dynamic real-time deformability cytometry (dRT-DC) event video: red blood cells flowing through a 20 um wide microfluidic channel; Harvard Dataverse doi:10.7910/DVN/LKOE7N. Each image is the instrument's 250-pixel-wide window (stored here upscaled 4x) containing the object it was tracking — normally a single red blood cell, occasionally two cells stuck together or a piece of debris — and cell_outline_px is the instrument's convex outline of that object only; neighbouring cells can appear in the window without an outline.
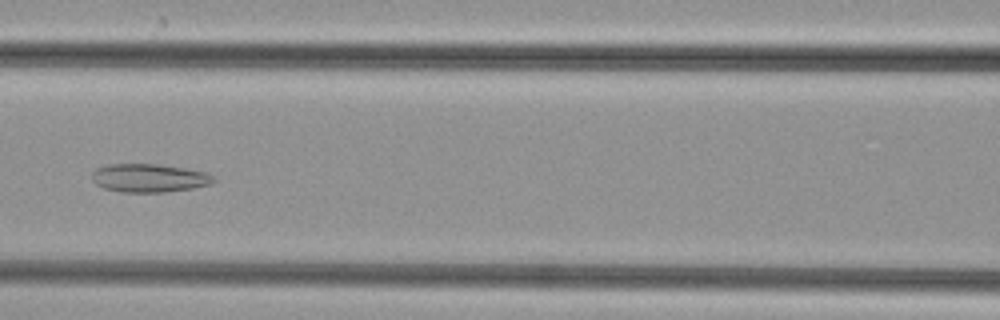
{"species": "common noctule bat (a hibernating species)", "species_latin": "Nyctalus noctula", "temperature_condition": "cold", "stored_images_in_passage": 46, "camera_frame_rate_fps": 3000, "um_per_image_px": 0.085, "animal": {"sex": "female", "body_mass_g": 29.2, "forearm_length_mm": 56.3}, "frame": {"image": 1, "passage_image": 19, "time_ms": 6.0, "image_size_px": [1000, 320], "cell_outline_px": [[216, 180], [212, 184], [192, 188], [164, 192], [120, 192], [104, 188], [96, 184], [92, 180], [92, 172], [96, 168], [108, 164], [160, 164], [208, 172], [216, 176]], "centroid_in_image_um": [12.71, 15.12], "position_along_channel_um": 153.9, "area_um2": 20.35}}
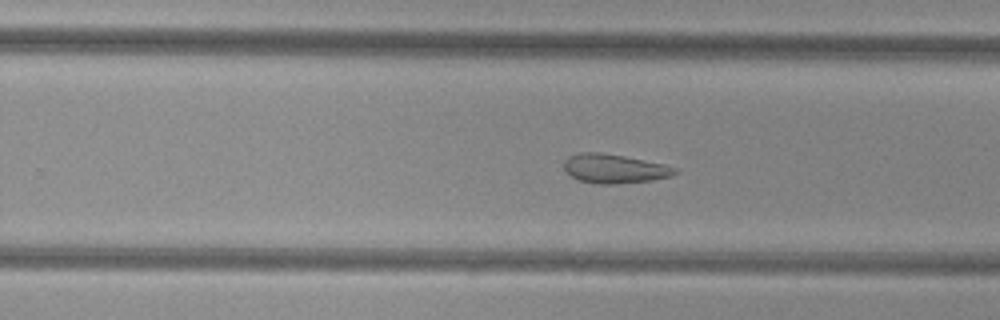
{"frame": {"image": 2, "passage_image": 28, "time_ms": 9.0, "image_size_px": [1000, 320], "cell_outline_px": [[680, 172], [672, 176], [652, 180], [616, 184], [596, 184], [580, 180], [572, 176], [564, 168], [564, 160], [568, 156], [580, 152], [600, 152], [624, 156], [664, 164], [680, 168]], "centroid_in_image_um": [52.27, 14.33], "position_along_channel_um": 277.5, "area_um2": 18.96}}
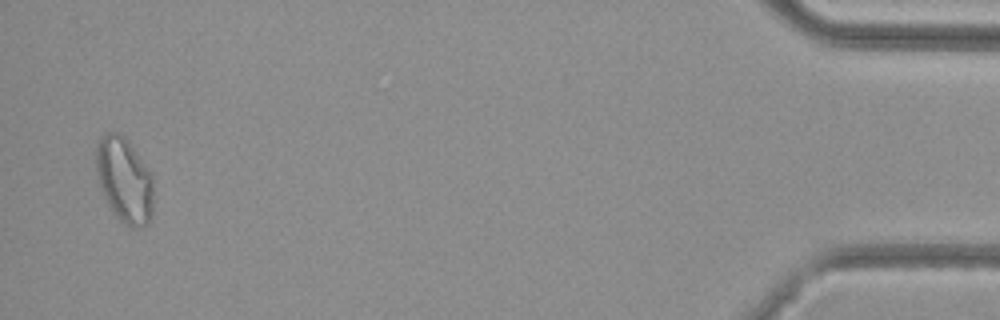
{"frame": {"image": 3, "passage_image": 45, "time_ms": 14.667, "image_size_px": [1000, 320], "cell_outline_px": [[152, 216], [148, 224], [144, 228], [128, 228], [112, 212], [100, 188], [92, 160], [96, 144], [100, 136], [108, 132], [120, 132], [124, 136], [152, 172]], "centroid_in_image_um": [10.53, 15.29], "position_along_channel_um": 424.7, "area_um2": 29.42}}